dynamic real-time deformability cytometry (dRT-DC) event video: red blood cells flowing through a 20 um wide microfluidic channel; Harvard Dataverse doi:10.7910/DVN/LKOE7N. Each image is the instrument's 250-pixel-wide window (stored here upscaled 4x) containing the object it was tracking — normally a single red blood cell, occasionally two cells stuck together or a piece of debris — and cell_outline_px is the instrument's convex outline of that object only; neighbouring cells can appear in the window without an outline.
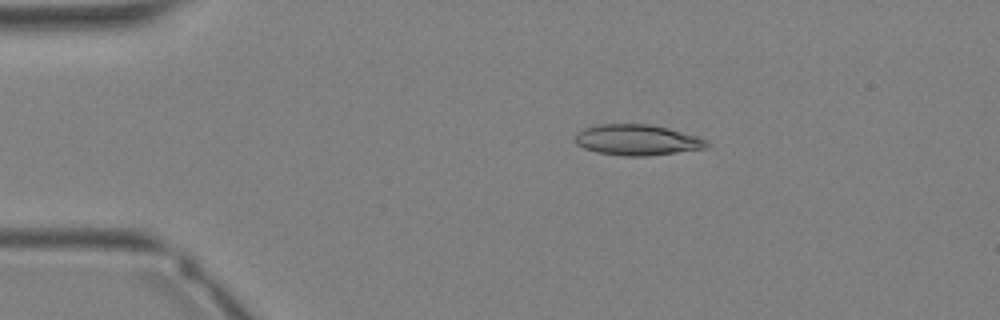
{"species": "Egyptian fruit bat (a non-hibernating species)", "species_latin": "Rousettus aegyptiacus", "temperature_condition": "warm", "stored_images_in_passage": 35, "camera_frame_rate_fps": 3000, "um_per_image_px": 0.085, "animal": {"sex": "female"}, "frame": {"image": 1, "passage_image": 7, "time_ms": 2.0, "image_size_px": [1000, 320], "cell_outline_px": [[708, 148], [648, 156], [624, 156], [596, 152], [584, 148], [576, 144], [572, 140], [576, 132], [584, 128], [600, 124], [648, 124], [668, 128], [696, 136], [708, 140]], "centroid_in_image_um": [54.12, 11.9], "position_along_channel_um": 30.9, "area_um2": 23.76}}
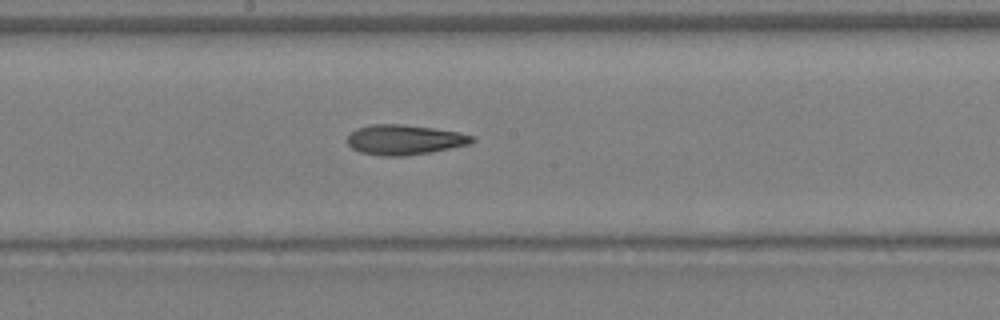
{"frame": {"image": 2, "passage_image": 19, "time_ms": 6.0, "image_size_px": [1000, 320], "cell_outline_px": [[476, 140], [468, 144], [432, 152], [404, 156], [380, 156], [360, 152], [352, 148], [348, 144], [348, 136], [356, 128], [372, 124], [400, 124], [432, 128], [456, 132], [476, 136]], "centroid_in_image_um": [34.37, 11.88], "position_along_channel_um": 213.8, "area_um2": 21.73}}
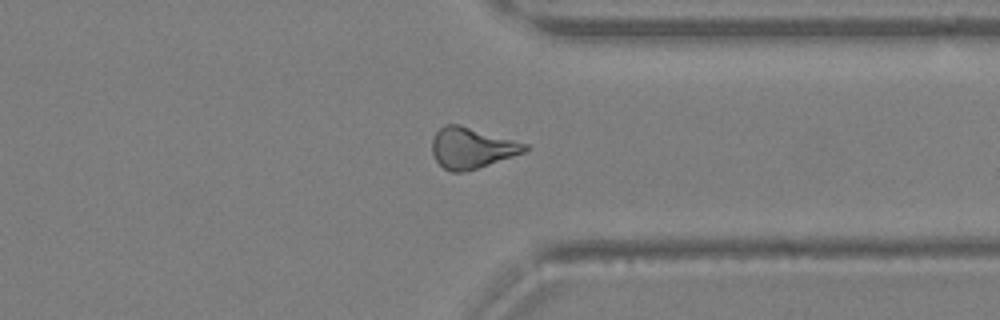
{"frame": {"image": 3, "passage_image": 27, "time_ms": 8.667, "image_size_px": [1000, 320], "cell_outline_px": [[528, 148], [524, 152], [476, 168], [460, 172], [452, 172], [444, 168], [436, 160], [432, 152], [432, 140], [436, 132], [444, 124], [460, 124], [528, 144]], "centroid_in_image_um": [40.07, 12.55], "position_along_channel_um": 371.3, "area_um2": 21.73}}